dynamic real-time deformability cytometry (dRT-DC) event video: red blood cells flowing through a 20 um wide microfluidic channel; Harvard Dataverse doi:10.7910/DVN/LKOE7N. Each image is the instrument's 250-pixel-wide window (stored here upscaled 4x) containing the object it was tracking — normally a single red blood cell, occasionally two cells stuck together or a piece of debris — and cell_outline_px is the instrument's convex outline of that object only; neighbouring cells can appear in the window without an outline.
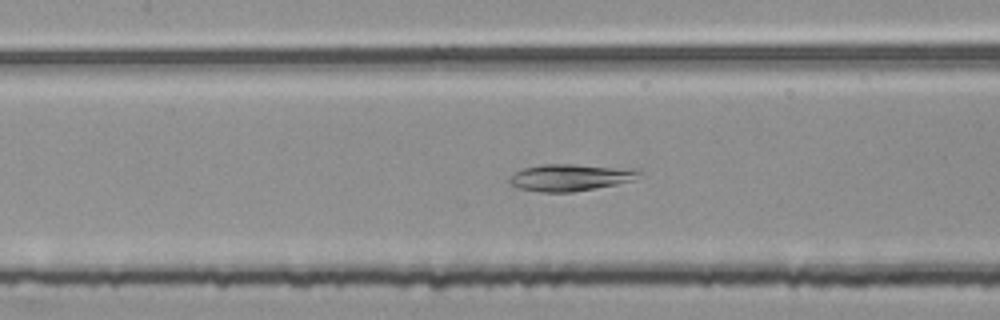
{"species": "common noctule bat (a hibernating species)", "species_latin": "Nyctalus noctula", "temperature_condition": "room temperature", "stored_images_in_passage": 53, "camera_frame_rate_fps": 3000, "um_per_image_px": 0.085, "animal": {"sex": "female", "body_mass_g": 25.1}, "frame": {"image": 1, "passage_image": 24, "time_ms": 7.667, "image_size_px": [1000, 320], "cell_outline_px": [[644, 172], [632, 180], [616, 184], [572, 192], [540, 192], [520, 188], [512, 184], [508, 180], [516, 172], [524, 168], [544, 164], [576, 164], [640, 168]], "centroid_in_image_um": [48.57, 15.06], "position_along_channel_um": 158.8, "area_um2": 20.35}}
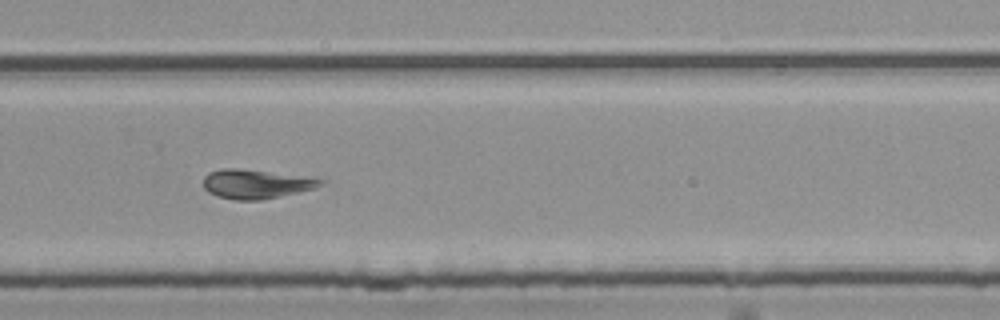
{"frame": {"image": 2, "passage_image": 36, "time_ms": 11.667, "image_size_px": [1000, 320], "cell_outline_px": [[324, 184], [312, 188], [296, 192], [260, 200], [232, 200], [216, 196], [208, 192], [204, 188], [204, 176], [208, 172], [224, 168], [236, 168], [268, 172], [324, 180]], "centroid_in_image_um": [21.64, 15.65], "position_along_channel_um": 308.2, "area_um2": 19.36}}
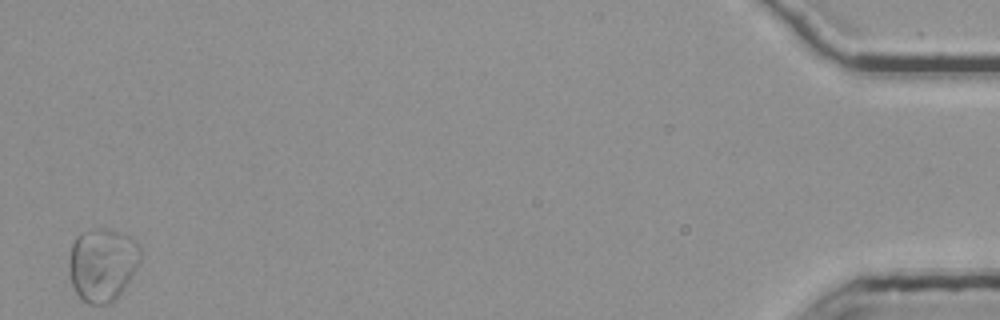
{"frame": {"image": 3, "passage_image": 53, "time_ms": 17.333, "image_size_px": [1000, 320], "cell_outline_px": [[140, 260], [136, 268], [124, 288], [116, 300], [112, 304], [88, 304], [76, 292], [72, 284], [68, 264], [68, 260], [72, 244], [76, 236], [80, 232], [96, 228], [108, 228], [120, 232], [132, 240], [140, 248]], "centroid_in_image_um": [8.68, 22.48], "position_along_channel_um": 426.5, "area_um2": 30.4}}